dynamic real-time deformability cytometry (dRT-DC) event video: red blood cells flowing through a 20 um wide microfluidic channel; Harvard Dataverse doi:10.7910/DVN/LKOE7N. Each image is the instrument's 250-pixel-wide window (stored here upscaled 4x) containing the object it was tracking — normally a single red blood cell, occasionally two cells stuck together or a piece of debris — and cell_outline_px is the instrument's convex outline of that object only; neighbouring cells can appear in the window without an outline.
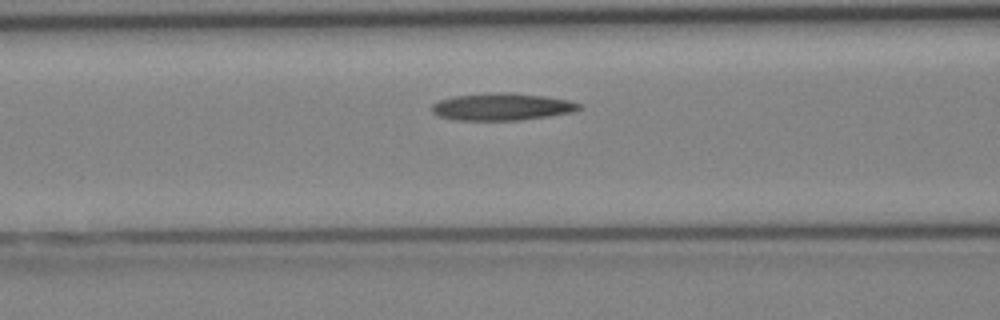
{"species": "Egyptian fruit bat (a non-hibernating species)", "species_latin": "Rousettus aegyptiacus", "temperature_condition": "cold", "stored_images_in_passage": 3, "camera_frame_rate_fps": 3000, "um_per_image_px": 0.085, "animal": {"sex": "female"}, "frame": {"image": 1, "passage_image": 3, "time_ms": 2.333, "image_size_px": [1000, 320], "cell_outline_px": [[580, 108], [572, 112], [548, 116], [516, 120], [456, 120], [440, 116], [432, 112], [432, 104], [440, 100], [452, 96], [492, 92], [512, 92], [544, 96], [568, 100], [580, 104]], "centroid_in_image_um": [42.63, 9.06], "position_along_channel_um": 124.0, "area_um2": 23.24}}